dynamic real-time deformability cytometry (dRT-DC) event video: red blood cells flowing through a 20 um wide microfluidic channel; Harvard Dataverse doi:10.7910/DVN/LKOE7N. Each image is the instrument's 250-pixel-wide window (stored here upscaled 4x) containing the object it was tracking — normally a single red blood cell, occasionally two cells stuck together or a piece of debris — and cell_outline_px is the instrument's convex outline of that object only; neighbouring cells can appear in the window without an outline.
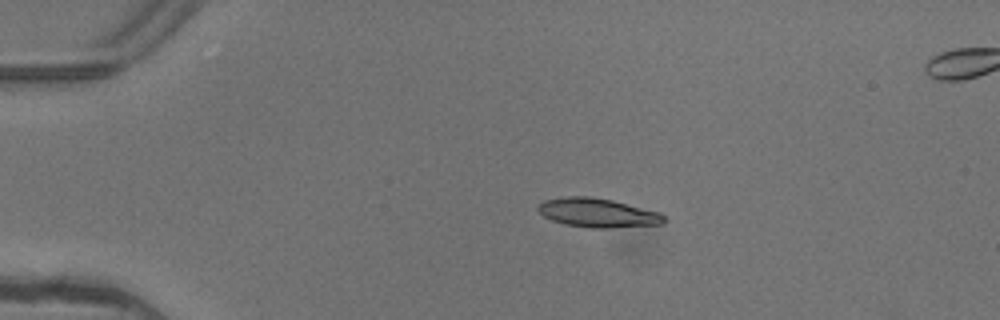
{"species": "common noctule bat (a hibernating species)", "species_latin": "Nyctalus noctula", "temperature_condition": "warm", "stored_images_in_passage": 5, "camera_frame_rate_fps": 3000, "um_per_image_px": 0.085, "animal": {"sex": "female"}, "frame": {"image": 1, "passage_image": 3, "time_ms": 0.667, "image_size_px": [1000, 320], "cell_outline_px": [[668, 220], [664, 224], [608, 228], [588, 228], [564, 224], [552, 220], [544, 216], [536, 208], [544, 200], [568, 196], [588, 196], [612, 200], [656, 212], [664, 216]], "centroid_in_image_um": [50.79, 18.1], "position_along_channel_um": 34.2, "area_um2": 21.15}}